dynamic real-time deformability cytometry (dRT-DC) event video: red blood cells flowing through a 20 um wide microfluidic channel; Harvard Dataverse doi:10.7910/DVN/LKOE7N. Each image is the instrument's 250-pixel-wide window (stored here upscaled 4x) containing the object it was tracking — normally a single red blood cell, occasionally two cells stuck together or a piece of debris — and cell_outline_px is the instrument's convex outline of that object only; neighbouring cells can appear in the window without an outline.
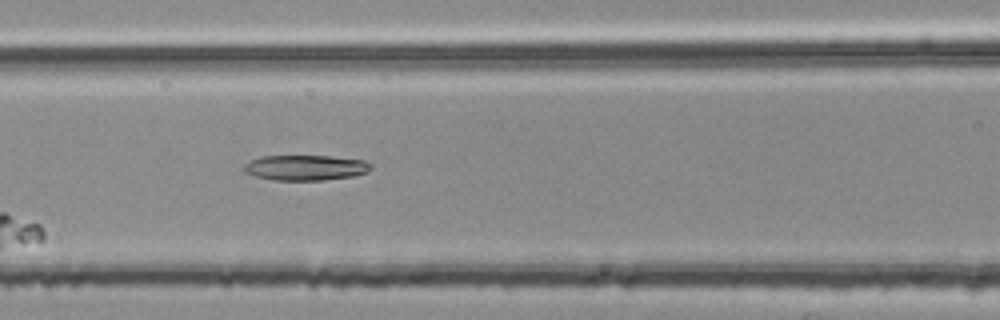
{"species": "common noctule bat (a hibernating species)", "species_latin": "Nyctalus noctula", "temperature_condition": "room temperature", "stored_images_in_passage": 5, "segment_of_instrument_passage": [2, 2], "camera_frame_rate_fps": 3000, "um_per_image_px": 0.085, "animal": {"sex": "female", "body_mass_g": 25.1}, "frame": {"image": 1, "passage_image": 5, "time_ms": 1.333, "image_size_px": [1000, 320], "cell_outline_px": [[372, 168], [368, 172], [352, 176], [324, 180], [272, 180], [256, 176], [244, 172], [244, 164], [260, 156], [332, 156], [364, 160], [372, 164]], "centroid_in_image_um": [25.99, 14.25], "position_along_channel_um": 140.6, "area_um2": 18.79}}